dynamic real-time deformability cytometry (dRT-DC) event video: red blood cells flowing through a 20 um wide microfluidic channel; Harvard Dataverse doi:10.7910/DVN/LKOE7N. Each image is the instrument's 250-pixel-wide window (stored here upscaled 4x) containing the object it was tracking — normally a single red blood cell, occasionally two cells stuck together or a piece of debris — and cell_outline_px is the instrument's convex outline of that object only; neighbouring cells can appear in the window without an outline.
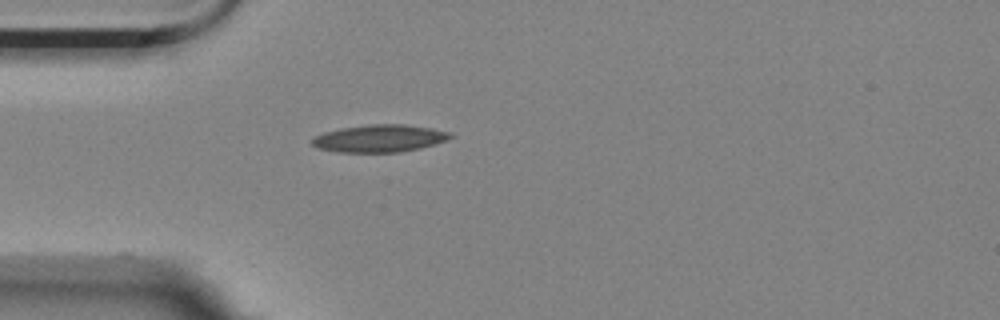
{"species": "Egyptian fruit bat (a non-hibernating species)", "species_latin": "Rousettus aegyptiacus", "temperature_condition": "room temperature", "stored_images_in_passage": 4, "camera_frame_rate_fps": 3000, "um_per_image_px": 0.085, "animal": {"sex": "female"}, "frame": {"image": 1, "passage_image": 1, "time_ms": 0.0, "image_size_px": [1000, 320], "cell_outline_px": [[452, 136], [448, 140], [436, 144], [420, 148], [400, 152], [340, 152], [320, 148], [312, 144], [312, 140], [316, 136], [324, 132], [340, 128], [372, 124], [404, 124], [432, 128], [452, 132]], "centroid_in_image_um": [32.32, 11.76], "position_along_channel_um": 52.7, "area_um2": 22.02}}